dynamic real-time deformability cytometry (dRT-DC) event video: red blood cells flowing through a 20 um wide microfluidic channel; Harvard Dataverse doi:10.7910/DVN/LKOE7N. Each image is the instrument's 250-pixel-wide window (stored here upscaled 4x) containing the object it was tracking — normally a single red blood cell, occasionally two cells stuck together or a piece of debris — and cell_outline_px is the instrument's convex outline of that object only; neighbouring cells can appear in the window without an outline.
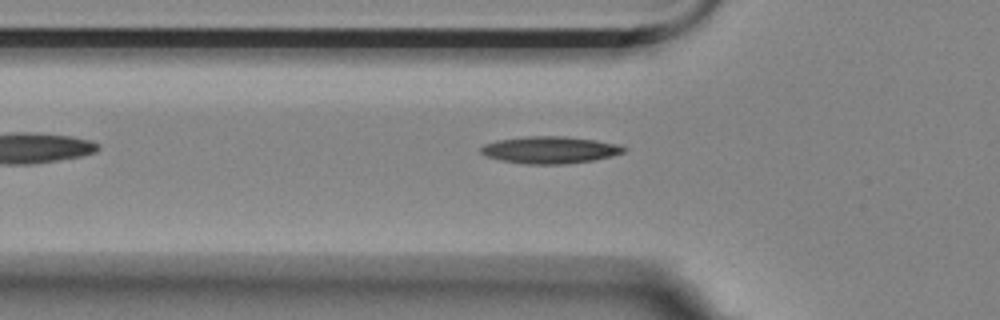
{"species": "Egyptian fruit bat (a non-hibernating species)", "species_latin": "Rousettus aegyptiacus", "temperature_condition": "room temperature", "stored_images_in_passage": 41, "segment_of_instrument_passage": [1, 2], "camera_frame_rate_fps": 3000, "um_per_image_px": 0.085, "animal": {"sex": "female"}, "frame": {"image": 1, "passage_image": 2, "time_ms": 0.333, "image_size_px": [1000, 320], "cell_outline_px": [[628, 148], [624, 152], [612, 156], [592, 160], [560, 164], [528, 164], [504, 160], [488, 156], [480, 152], [480, 148], [484, 144], [496, 140], [524, 136], [564, 136], [596, 140], [620, 144]], "centroid_in_image_um": [46.78, 12.72], "position_along_channel_um": 79.0, "area_um2": 22.43}}
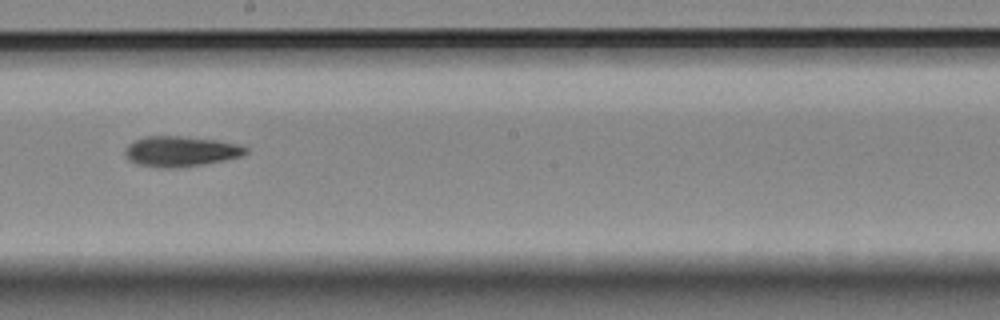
{"frame": {"image": 2, "passage_image": 15, "time_ms": 4.667, "image_size_px": [1000, 320], "cell_outline_px": [[248, 152], [244, 156], [204, 164], [172, 168], [164, 168], [136, 164], [128, 160], [124, 152], [128, 144], [136, 140], [148, 136], [180, 136], [216, 140], [236, 144], [248, 148]], "centroid_in_image_um": [15.36, 12.87], "position_along_channel_um": 232.8, "area_um2": 21.27}}
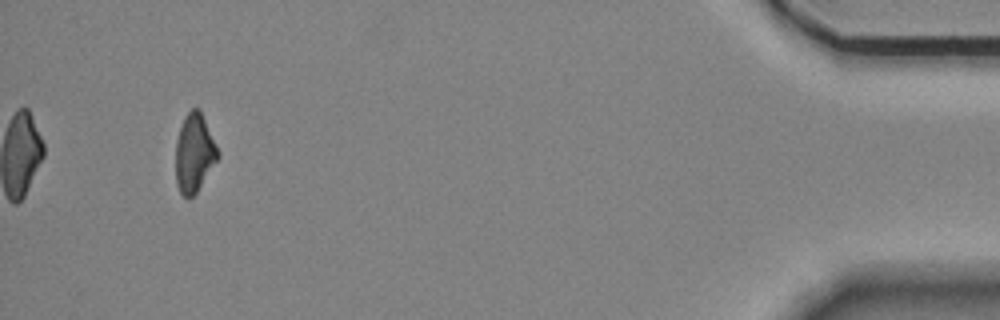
{"frame": {"image": 3, "passage_image": 37, "time_ms": 12.0, "image_size_px": [1000, 320], "cell_outline_px": [[220, 156], [196, 192], [188, 200], [180, 192], [176, 184], [176, 140], [184, 116], [192, 108], [200, 108], [220, 152]], "centroid_in_image_um": [16.52, 12.99], "position_along_channel_um": 418.7, "area_um2": 19.36}}